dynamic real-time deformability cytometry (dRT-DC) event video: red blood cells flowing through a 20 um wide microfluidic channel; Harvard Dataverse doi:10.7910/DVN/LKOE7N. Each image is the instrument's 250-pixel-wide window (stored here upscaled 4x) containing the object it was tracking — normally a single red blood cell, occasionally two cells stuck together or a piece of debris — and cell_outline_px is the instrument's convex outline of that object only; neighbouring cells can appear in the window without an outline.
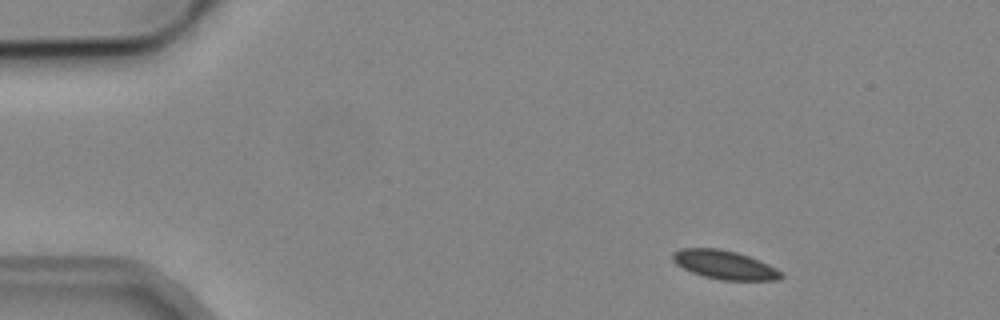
{"species": "common noctule bat (a hibernating species)", "species_latin": "Nyctalus noctula", "temperature_condition": "cold", "stored_images_in_passage": 6, "camera_frame_rate_fps": 3000, "um_per_image_px": 0.085, "animal": {"sex": "male", "body_mass_g": 19.2, "forearm_length_mm": 51.8}, "frame": {"image": 1, "passage_image": 1, "time_ms": 0.0, "image_size_px": [1000, 320], "cell_outline_px": [[784, 276], [780, 280], [720, 280], [704, 276], [692, 272], [676, 264], [672, 260], [672, 252], [680, 248], [720, 248], [736, 252], [748, 256], [768, 264], [776, 268]], "centroid_in_image_um": [61.57, 22.5], "position_along_channel_um": 23.4, "area_um2": 18.15}}
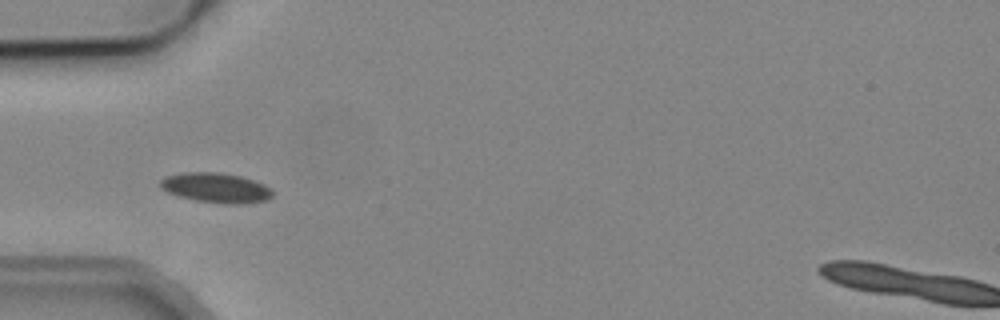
{"frame": {"image": 2, "passage_image": 4, "time_ms": 3.333, "image_size_px": [1000, 320], "cell_outline_px": [[272, 196], [264, 200], [244, 204], [224, 204], [196, 200], [180, 196], [168, 192], [160, 188], [160, 180], [168, 176], [184, 172], [220, 172], [240, 176], [264, 184], [272, 188]], "centroid_in_image_um": [18.37, 15.96], "position_along_channel_um": 66.6, "area_um2": 19.42}}